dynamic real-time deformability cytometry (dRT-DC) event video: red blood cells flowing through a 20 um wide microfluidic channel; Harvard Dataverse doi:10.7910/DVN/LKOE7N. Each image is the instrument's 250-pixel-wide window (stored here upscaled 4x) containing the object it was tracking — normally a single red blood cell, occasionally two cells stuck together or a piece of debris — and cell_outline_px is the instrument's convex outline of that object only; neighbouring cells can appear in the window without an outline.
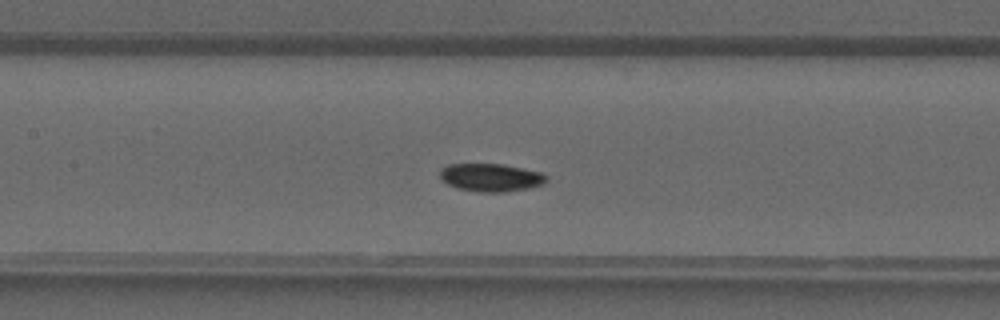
{"species": "common noctule bat (a hibernating species)", "species_latin": "Nyctalus noctula", "temperature_condition": "warm", "stored_images_in_passage": 36, "camera_frame_rate_fps": 3000, "um_per_image_px": 0.085, "animal": {"sex": "male", "forearm_length_mm": 52.5}, "frame": {"image": 1, "passage_image": 15, "time_ms": 4.667, "image_size_px": [1000, 320], "cell_outline_px": [[548, 180], [544, 184], [528, 188], [504, 192], [476, 192], [456, 188], [448, 184], [440, 176], [440, 168], [448, 164], [504, 164], [540, 172], [548, 176]], "centroid_in_image_um": [41.73, 15.09], "position_along_channel_um": 165.7, "area_um2": 17.46}}
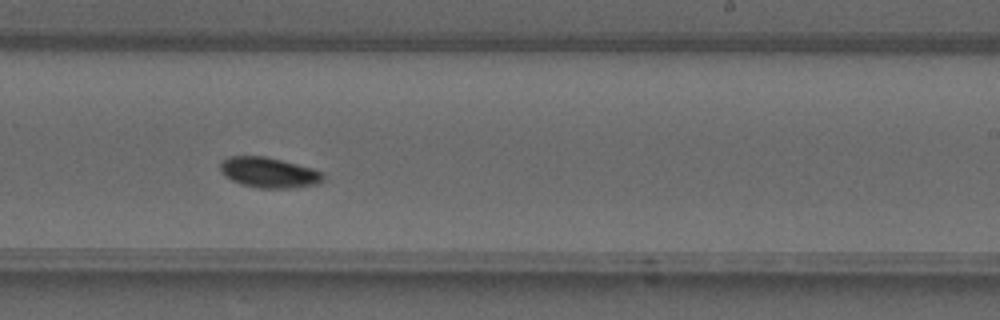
{"frame": {"image": 2, "passage_image": 21, "time_ms": 6.667, "image_size_px": [1000, 320], "cell_outline_px": [[324, 180], [316, 184], [288, 188], [260, 188], [244, 184], [232, 180], [224, 176], [220, 172], [220, 160], [228, 156], [264, 156], [312, 168], [324, 172]], "centroid_in_image_um": [22.83, 14.65], "position_along_channel_um": 266.2, "area_um2": 18.15}}
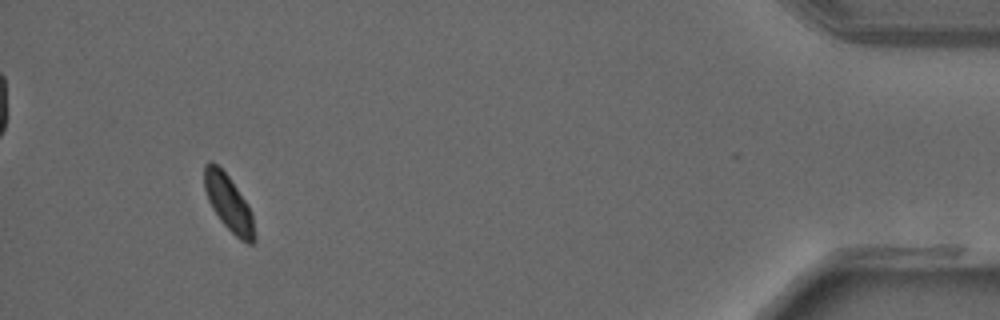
{"frame": {"image": 3, "passage_image": 34, "time_ms": 11.0, "image_size_px": [1000, 320], "cell_outline_px": [[256, 240], [252, 244], [248, 244], [240, 240], [220, 220], [212, 208], [208, 200], [204, 188], [204, 164], [208, 160], [212, 160], [228, 176], [248, 204], [252, 212], [256, 236]], "centroid_in_image_um": [19.44, 17.27], "position_along_channel_um": 415.8, "area_um2": 16.47}}